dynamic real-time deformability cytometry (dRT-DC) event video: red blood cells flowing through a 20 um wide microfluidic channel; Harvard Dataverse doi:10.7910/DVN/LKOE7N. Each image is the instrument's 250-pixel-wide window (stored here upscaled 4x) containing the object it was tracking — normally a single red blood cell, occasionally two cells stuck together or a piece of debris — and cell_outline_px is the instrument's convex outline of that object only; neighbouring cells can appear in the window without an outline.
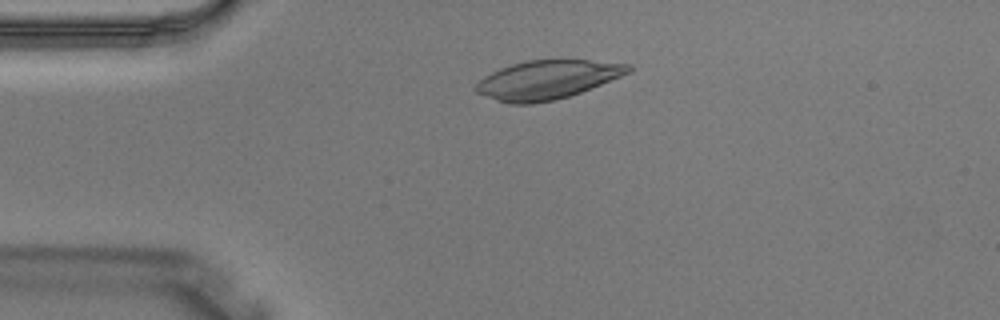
{"species": "Egyptian fruit bat (a non-hibernating species)", "species_latin": "Rousettus aegyptiacus", "temperature_condition": "warm", "stored_images_in_passage": 2, "camera_frame_rate_fps": 3000, "um_per_image_px": 0.085, "animal": {"sex": "male"}, "frame": {"image": 1, "passage_image": 1, "time_ms": 0.0, "image_size_px": [1000, 320], "cell_outline_px": [[632, 72], [580, 92], [568, 96], [552, 100], [532, 104], [508, 104], [496, 100], [476, 92], [476, 84], [484, 76], [500, 68], [512, 64], [528, 60], [588, 60], [632, 64]], "centroid_in_image_um": [46.53, 6.77], "position_along_channel_um": 38.5, "area_um2": 34.22}}